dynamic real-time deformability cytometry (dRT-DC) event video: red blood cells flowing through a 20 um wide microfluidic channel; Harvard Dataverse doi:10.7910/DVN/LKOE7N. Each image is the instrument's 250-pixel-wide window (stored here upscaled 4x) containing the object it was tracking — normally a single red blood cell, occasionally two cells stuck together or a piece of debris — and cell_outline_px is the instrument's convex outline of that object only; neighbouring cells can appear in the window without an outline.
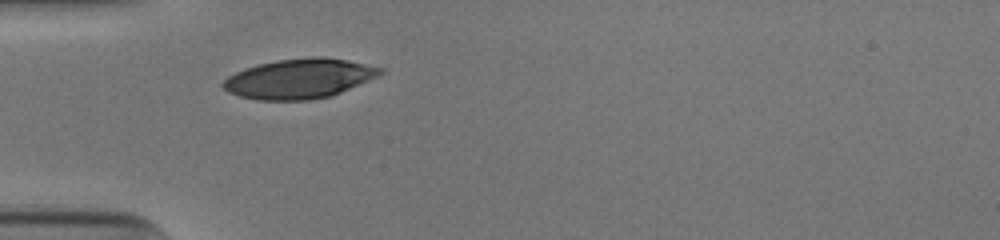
{"species": "human", "species_latin": "Homo sapiens", "temperature_condition": "cold", "stored_images_in_passage": 27, "camera_frame_rate_fps": 3000, "um_per_image_px": 0.085, "donor": {"sex": "male"}, "frame": {"image": 1, "passage_image": 1, "time_ms": 0.0, "image_size_px": [1000, 240], "cell_outline_px": [[384, 72], [368, 80], [332, 96], [308, 100], [256, 100], [240, 96], [228, 92], [220, 84], [228, 76], [244, 68], [276, 60], [312, 56], [324, 56], [348, 60], [384, 68]], "centroid_in_image_um": [25.43, 6.68], "position_along_channel_um": 59.6, "area_um2": 36.41}}
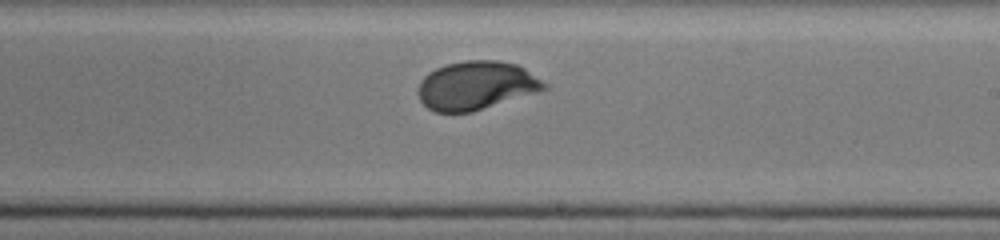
{"frame": {"image": 2, "passage_image": 16, "time_ms": 5.0, "image_size_px": [1000, 240], "cell_outline_px": [[548, 88], [472, 112], [436, 112], [428, 108], [420, 100], [416, 92], [416, 88], [420, 80], [428, 72], [436, 68], [448, 64], [464, 60], [496, 60], [516, 64], [524, 68], [548, 84]], "centroid_in_image_um": [40.43, 7.26], "position_along_channel_um": 248.6, "area_um2": 35.6}}
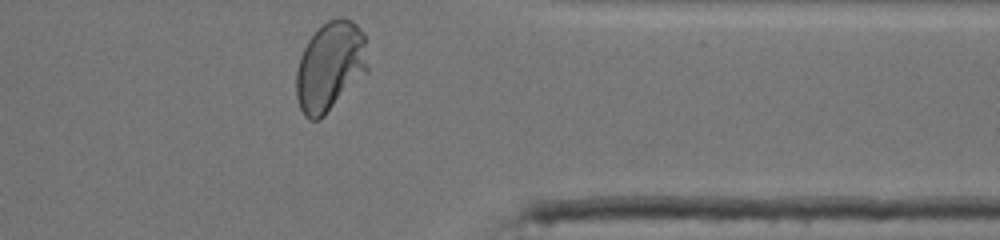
{"frame": {"image": 3, "passage_image": 27, "time_ms": 8.667, "image_size_px": [1000, 240], "cell_outline_px": [[368, 72], [320, 120], [308, 120], [304, 116], [300, 108], [296, 96], [296, 72], [300, 56], [308, 40], [328, 20], [352, 20], [364, 32], [368, 64]], "centroid_in_image_um": [28.06, 5.7], "position_along_channel_um": 383.3, "area_um2": 37.22}, "authors_computed_cell_mechanics": {"area_um2": 35.4314, "velocity_mm_per_s": 3.8843, "shape_relaxation_time_tau1_ms": 2.8723, "shape_relaxation_time_tau2_ms": null, "deformation_change_tau1": 0.1658, "deformation_change_tau2": null}}